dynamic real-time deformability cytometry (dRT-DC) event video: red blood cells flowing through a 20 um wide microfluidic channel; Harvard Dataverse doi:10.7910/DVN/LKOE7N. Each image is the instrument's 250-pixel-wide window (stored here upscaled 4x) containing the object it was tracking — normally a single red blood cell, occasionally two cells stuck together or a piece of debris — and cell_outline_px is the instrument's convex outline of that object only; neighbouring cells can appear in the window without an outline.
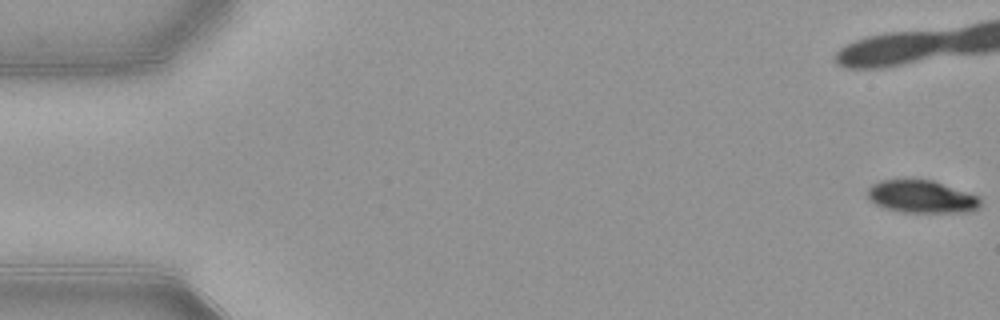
{"species": "common noctule bat (a hibernating species)", "species_latin": "Nyctalus noctula", "temperature_condition": "warm", "stored_images_in_passage": 23, "camera_frame_rate_fps": 3000, "um_per_image_px": 0.085, "animal": {"sex": "female", "body_mass_g": 21.9}, "frame": {"image": 1, "passage_image": 1, "time_ms": 0.0, "image_size_px": [1000, 320], "cell_outline_px": [[980, 208], [972, 212], [904, 212], [884, 208], [868, 200], [868, 188], [872, 184], [880, 180], [904, 176], [932, 180], [980, 196]], "centroid_in_image_um": [78.31, 16.67], "position_along_channel_um": 6.7, "area_um2": 22.25}}